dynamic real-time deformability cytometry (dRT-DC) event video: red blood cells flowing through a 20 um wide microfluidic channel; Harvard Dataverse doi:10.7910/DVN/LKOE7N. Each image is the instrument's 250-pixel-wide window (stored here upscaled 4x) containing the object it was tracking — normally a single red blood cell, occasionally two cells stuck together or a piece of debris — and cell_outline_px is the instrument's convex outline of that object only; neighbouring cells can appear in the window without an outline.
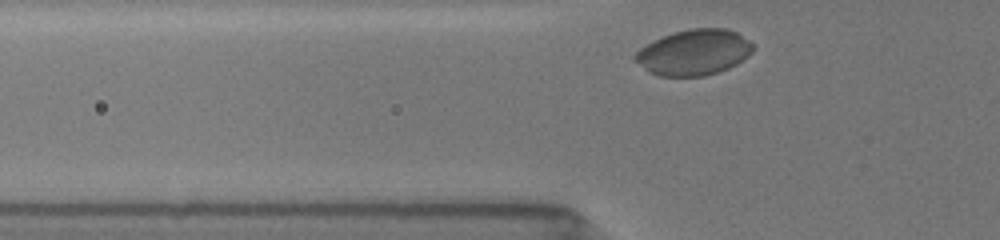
{"species": "common noctule bat (a hibernating species)", "species_latin": "Nyctalus noctula", "temperature_condition": "room temperature", "stored_images_in_passage": 29, "camera_frame_rate_fps": 3000, "um_per_image_px": 0.085, "animal": {"sex": "female", "body_mass_g": 19.5, "forearm_length_mm": 54.1}, "frame": {"image": 1, "passage_image": 2, "time_ms": 0.333, "image_size_px": [1000, 240], "cell_outline_px": [[752, 52], [748, 56], [736, 64], [728, 68], [704, 76], [660, 76], [648, 72], [632, 60], [632, 56], [640, 48], [652, 40], [688, 28], [728, 28], [736, 32], [748, 40], [752, 44]], "centroid_in_image_um": [58.93, 4.45], "position_along_channel_um": 66.9, "area_um2": 31.44}}
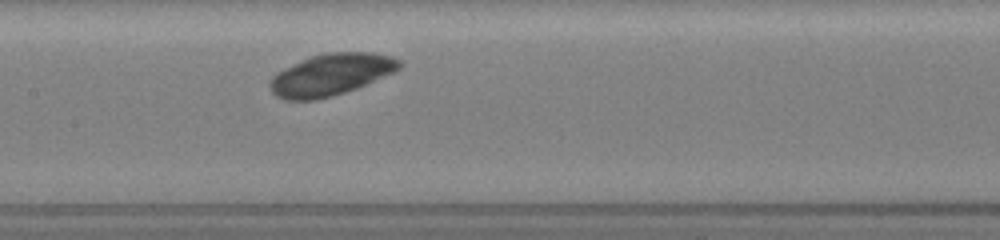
{"frame": {"image": 2, "passage_image": 11, "time_ms": 3.333, "image_size_px": [1000, 240], "cell_outline_px": [[404, 64], [400, 68], [392, 72], [356, 88], [332, 96], [316, 100], [284, 100], [276, 96], [272, 92], [268, 84], [272, 76], [312, 56], [328, 52], [372, 52], [392, 56], [400, 60]], "centroid_in_image_um": [28.15, 6.35], "position_along_channel_um": 179.3, "area_um2": 30.98}}
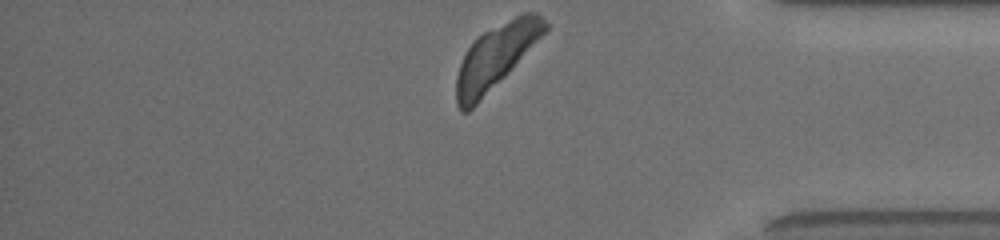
{"frame": {"image": 3, "passage_image": 29, "time_ms": 9.333, "image_size_px": [1000, 240], "cell_outline_px": [[548, 28], [508, 72], [468, 112], [460, 112], [456, 104], [456, 76], [460, 64], [468, 48], [484, 32], [520, 12], [540, 12], [548, 24]], "centroid_in_image_um": [42.14, 4.78], "position_along_channel_um": 393.1, "area_um2": 32.25}}